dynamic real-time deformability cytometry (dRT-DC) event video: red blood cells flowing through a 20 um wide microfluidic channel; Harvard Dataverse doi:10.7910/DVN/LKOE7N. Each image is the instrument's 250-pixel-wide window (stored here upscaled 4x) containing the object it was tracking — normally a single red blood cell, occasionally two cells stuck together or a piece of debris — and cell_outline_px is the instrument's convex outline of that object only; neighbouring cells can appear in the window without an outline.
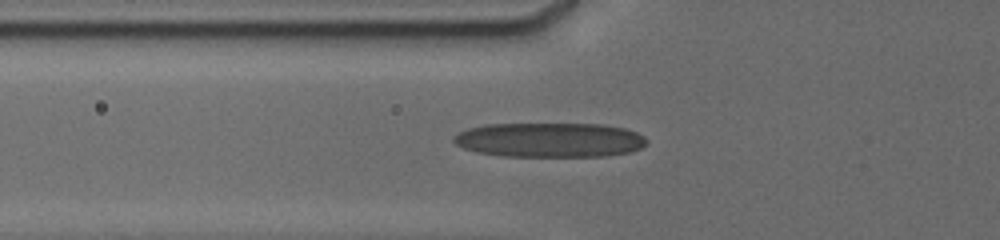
{"species": "human", "species_latin": "Homo sapiens", "temperature_condition": "cold", "stored_images_in_passage": 63, "camera_frame_rate_fps": 3000, "um_per_image_px": 0.085, "donor": {"sex": "male"}, "frame": {"image": 1, "passage_image": 3, "time_ms": 0.333, "image_size_px": [1000, 240], "cell_outline_px": [[648, 144], [632, 152], [608, 156], [504, 156], [476, 152], [464, 148], [456, 144], [452, 140], [452, 136], [468, 128], [484, 124], [604, 124], [624, 128], [636, 132], [644, 136], [648, 140]], "centroid_in_image_um": [46.75, 11.89], "position_along_channel_um": 79.1, "area_um2": 39.19}}
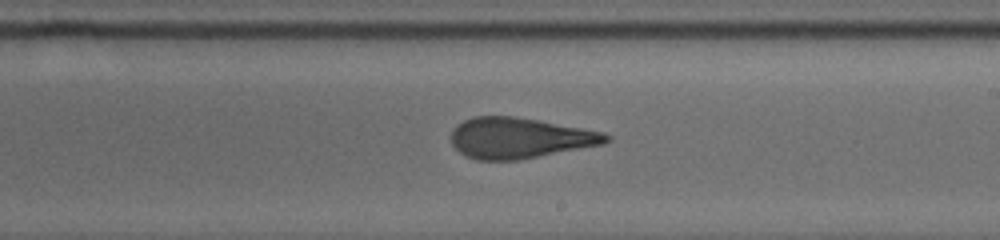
{"frame": {"image": 2, "passage_image": 25, "time_ms": 4.667, "image_size_px": [1000, 240], "cell_outline_px": [[612, 140], [604, 144], [520, 160], [476, 160], [464, 156], [452, 144], [452, 132], [456, 124], [472, 116], [516, 116], [540, 120], [604, 132], [612, 136]], "centroid_in_image_um": [44.19, 11.73], "position_along_channel_um": 244.8, "area_um2": 37.11}}
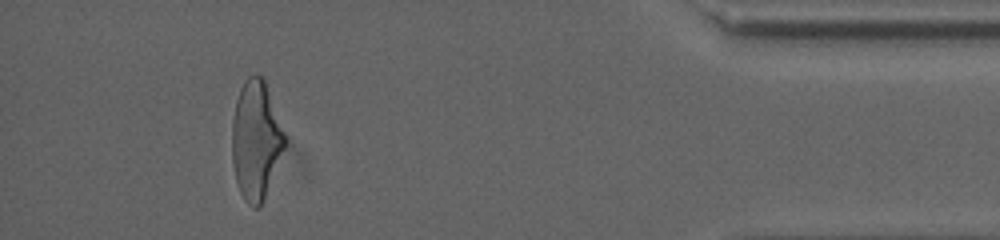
{"frame": {"image": 3, "passage_image": 55, "time_ms": 10.333, "image_size_px": [1000, 240], "cell_outline_px": [[284, 148], [264, 196], [260, 204], [256, 208], [252, 208], [244, 200], [240, 192], [236, 180], [232, 160], [232, 120], [236, 100], [240, 88], [244, 80], [248, 76], [264, 76], [284, 132]], "centroid_in_image_um": [21.72, 11.86], "position_along_channel_um": 413.5, "area_um2": 35.95}, "authors_computed_cell_mechanics": {"area_um2": 36.8764, "velocity_mm_per_s": 3.8126, "shape_relaxation_time_tau1_ms": 5.801, "shape_relaxation_time_tau2_ms": 1.7324, "deformation_change_tau1": 0.2198, "deformation_change_tau2": 0.1297}}